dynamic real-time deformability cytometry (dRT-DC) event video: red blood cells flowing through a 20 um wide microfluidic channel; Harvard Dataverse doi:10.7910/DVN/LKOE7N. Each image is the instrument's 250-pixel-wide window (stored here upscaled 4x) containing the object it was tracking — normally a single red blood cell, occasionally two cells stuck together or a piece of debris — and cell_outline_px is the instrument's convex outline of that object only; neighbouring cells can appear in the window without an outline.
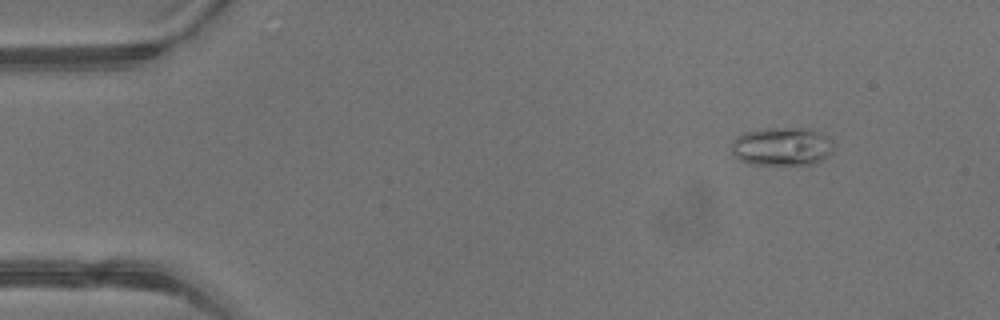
{"species": "common noctule bat (a hibernating species)", "species_latin": "Nyctalus noctula", "temperature_condition": "warm", "stored_images_in_passage": 4, "camera_frame_rate_fps": 3000, "um_per_image_px": 0.085, "animal": {"sex": "male", "body_mass_g": 13.3}, "frame": {"image": 1, "passage_image": 2, "time_ms": 0.333, "image_size_px": [1000, 320], "cell_outline_px": [[832, 152], [828, 156], [812, 164], [752, 164], [740, 160], [732, 152], [732, 140], [736, 136], [744, 132], [764, 128], [812, 128], [832, 140]], "centroid_in_image_um": [66.45, 12.43], "position_along_channel_um": 18.5, "area_um2": 22.83}}